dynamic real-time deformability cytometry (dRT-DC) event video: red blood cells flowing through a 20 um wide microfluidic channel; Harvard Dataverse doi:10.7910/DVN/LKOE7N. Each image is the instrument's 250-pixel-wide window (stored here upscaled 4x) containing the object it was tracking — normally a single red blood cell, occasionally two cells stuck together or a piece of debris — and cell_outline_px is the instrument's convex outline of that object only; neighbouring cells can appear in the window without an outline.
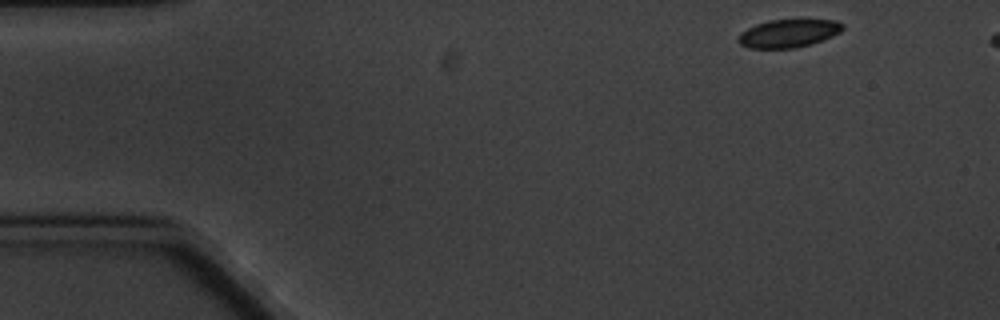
{"species": "common noctule bat (a hibernating species)", "species_latin": "Nyctalus noctula", "temperature_condition": "cold", "stored_images_in_passage": 8, "camera_frame_rate_fps": 3000, "um_per_image_px": 0.085, "animal": {"sex": "male", "body_mass_g": 20.1, "forearm_length_mm": 53.5}, "frame": {"image": 1, "passage_image": 1, "time_ms": 0.0, "image_size_px": [1000, 320], "cell_outline_px": [[844, 28], [840, 32], [832, 36], [812, 44], [796, 48], [748, 48], [740, 44], [736, 40], [736, 36], [740, 32], [756, 24], [768, 20], [836, 20], [844, 24]], "centroid_in_image_um": [66.99, 2.84], "position_along_channel_um": 18.0, "area_um2": 17.22}}
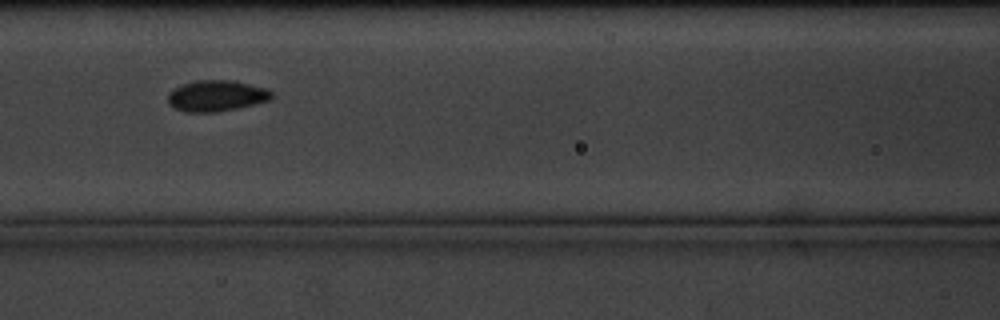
{"frame": {"image": 2, "passage_image": 7, "time_ms": 6.667, "image_size_px": [1000, 320], "cell_outline_px": [[272, 100], [236, 108], [216, 112], [184, 112], [168, 104], [168, 92], [172, 88], [180, 84], [196, 80], [232, 80], [268, 88], [272, 92]], "centroid_in_image_um": [18.38, 8.13], "position_along_channel_um": 148.2, "area_um2": 19.02}}